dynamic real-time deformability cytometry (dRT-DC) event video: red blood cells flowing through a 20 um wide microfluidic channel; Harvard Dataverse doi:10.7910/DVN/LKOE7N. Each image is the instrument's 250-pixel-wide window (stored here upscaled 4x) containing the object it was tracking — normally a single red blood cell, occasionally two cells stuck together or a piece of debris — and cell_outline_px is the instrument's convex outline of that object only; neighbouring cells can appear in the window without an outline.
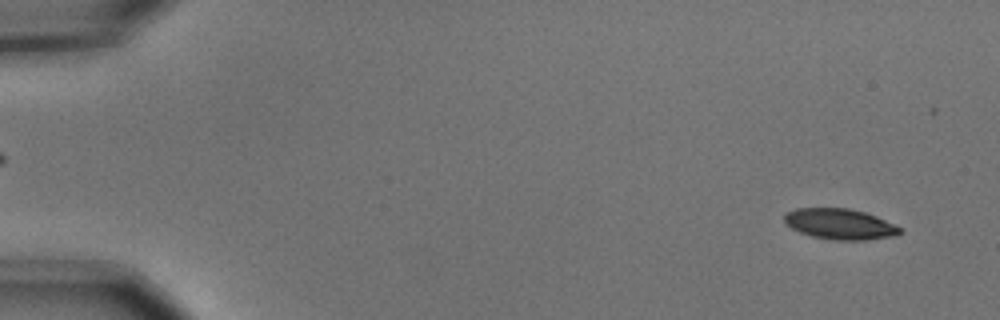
{"species": "common noctule bat (a hibernating species)", "species_latin": "Nyctalus noctula", "temperature_condition": "cold", "stored_images_in_passage": 4, "segment_of_instrument_passage": [2, 2], "camera_frame_rate_fps": 3000, "um_per_image_px": 0.085, "animal": {"sex": "male", "body_mass_g": 15.6}, "frame": {"image": 1, "passage_image": 4, "time_ms": 1.0, "image_size_px": [1000, 320], "cell_outline_px": [[904, 232], [896, 236], [864, 240], [836, 240], [812, 236], [800, 232], [784, 224], [784, 212], [796, 208], [848, 208], [864, 212], [876, 216], [904, 228]], "centroid_in_image_um": [71.41, 19.04], "position_along_channel_um": 13.6, "area_um2": 20.92}}